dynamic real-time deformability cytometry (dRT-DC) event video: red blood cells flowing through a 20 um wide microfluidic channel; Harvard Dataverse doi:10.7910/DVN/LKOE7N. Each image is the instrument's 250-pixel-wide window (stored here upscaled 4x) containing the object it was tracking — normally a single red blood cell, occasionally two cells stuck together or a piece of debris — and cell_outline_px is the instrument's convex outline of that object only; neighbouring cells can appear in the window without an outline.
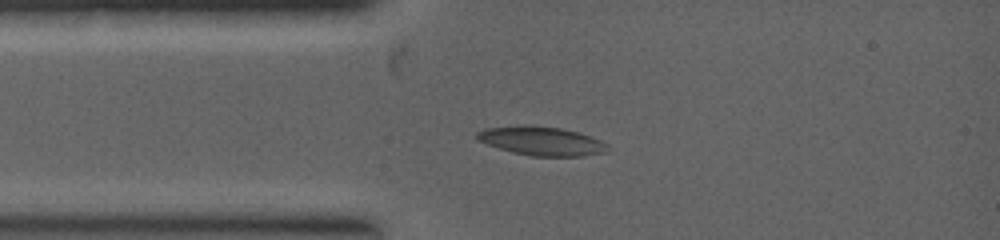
{"species": "common noctule bat (a hibernating species)", "species_latin": "Nyctalus noctula", "temperature_condition": "warm", "stored_images_in_passage": 3, "camera_frame_rate_fps": 5000, "um_per_image_px": 0.085, "animal": {"sex": "female", "body_mass_g": 19.0, "forearm_length_mm": 53.3}, "frame": {"image": 1, "passage_image": 2, "time_ms": 0.8, "image_size_px": [1000, 240], "cell_outline_px": [[612, 148], [604, 152], [580, 156], [532, 156], [512, 152], [476, 140], [476, 132], [484, 128], [524, 124], [528, 124], [560, 128], [580, 132], [600, 140], [608, 144]], "centroid_in_image_um": [46.02, 11.97], "position_along_channel_um": 39.0, "area_um2": 22.2}}